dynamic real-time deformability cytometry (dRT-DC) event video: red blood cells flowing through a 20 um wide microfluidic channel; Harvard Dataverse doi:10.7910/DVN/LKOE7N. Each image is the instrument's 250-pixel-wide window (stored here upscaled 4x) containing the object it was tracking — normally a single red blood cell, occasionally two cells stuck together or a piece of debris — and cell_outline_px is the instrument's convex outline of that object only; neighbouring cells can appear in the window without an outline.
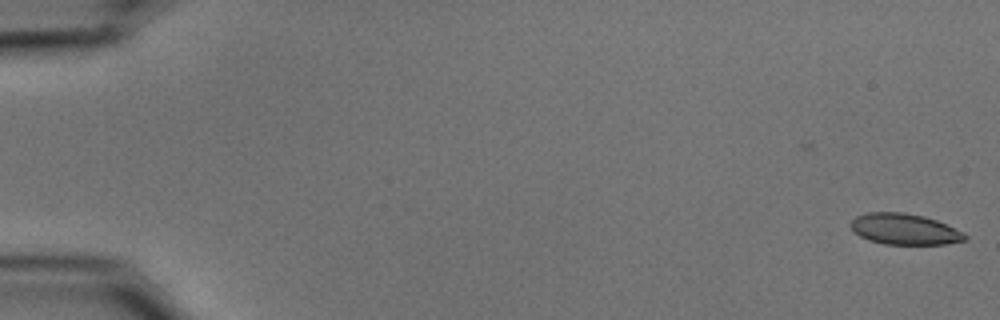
{"species": "common noctule bat (a hibernating species)", "species_latin": "Nyctalus noctula", "temperature_condition": "cold", "stored_images_in_passage": 13, "camera_frame_rate_fps": 3000, "um_per_image_px": 0.085, "animal": {"sex": "male", "body_mass_g": 15.6}, "frame": {"image": 1, "passage_image": 1, "time_ms": 0.0, "image_size_px": [1000, 320], "cell_outline_px": [[968, 240], [944, 244], [884, 244], [868, 240], [852, 232], [848, 224], [856, 216], [868, 212], [904, 212], [924, 216], [936, 220], [964, 232], [968, 236]], "centroid_in_image_um": [76.86, 19.48], "position_along_channel_um": 8.1, "area_um2": 20.87}}